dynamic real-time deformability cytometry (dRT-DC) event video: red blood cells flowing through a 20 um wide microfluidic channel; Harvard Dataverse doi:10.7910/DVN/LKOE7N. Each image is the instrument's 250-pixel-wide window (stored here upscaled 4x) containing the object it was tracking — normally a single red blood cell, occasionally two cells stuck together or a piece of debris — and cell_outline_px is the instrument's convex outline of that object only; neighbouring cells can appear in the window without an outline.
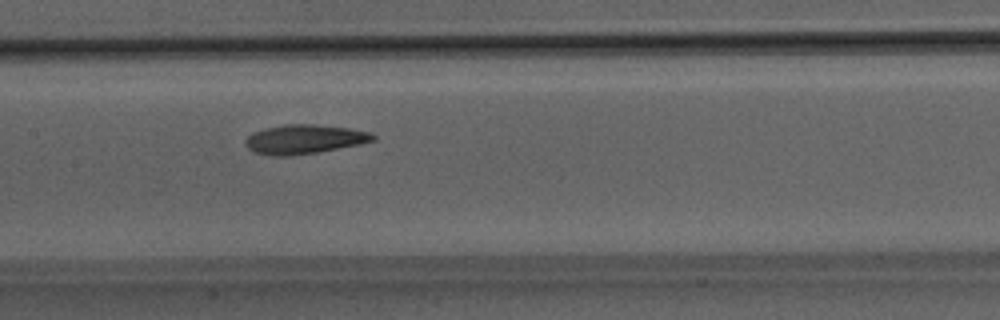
{"species": "Egyptian fruit bat (a non-hibernating species)", "species_latin": "Rousettus aegyptiacus", "temperature_condition": "room temperature", "stored_images_in_passage": 39, "camera_frame_rate_fps": 3000, "um_per_image_px": 0.085, "animal": {"sex": "male"}, "frame": {"image": 1, "passage_image": 15, "time_ms": 4.667, "image_size_px": [1000, 320], "cell_outline_px": [[376, 140], [360, 144], [316, 152], [288, 156], [272, 156], [256, 152], [248, 148], [244, 144], [244, 140], [252, 132], [264, 128], [284, 124], [312, 124], [348, 128], [372, 132], [376, 136]], "centroid_in_image_um": [25.85, 11.82], "position_along_channel_um": 181.5, "area_um2": 21.73}}
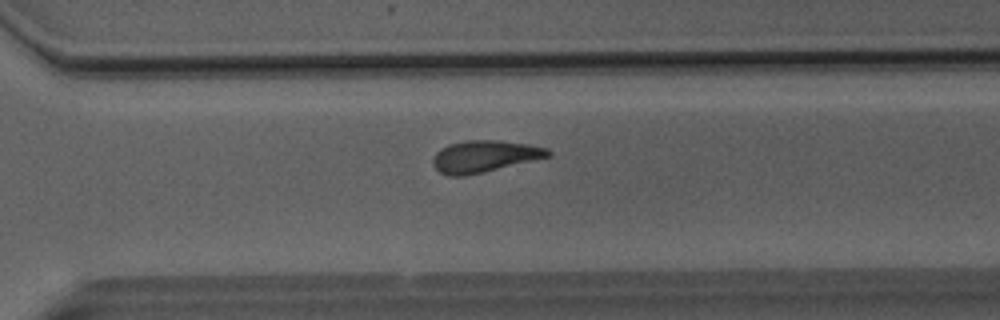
{"frame": {"image": 2, "passage_image": 26, "time_ms": 8.333, "image_size_px": [1000, 320], "cell_outline_px": [[552, 156], [484, 172], [464, 176], [448, 176], [440, 172], [432, 164], [432, 160], [436, 152], [448, 144], [464, 140], [496, 140], [528, 144], [548, 148], [552, 152]], "centroid_in_image_um": [41.19, 13.29], "position_along_channel_um": 329.4, "area_um2": 21.44}}
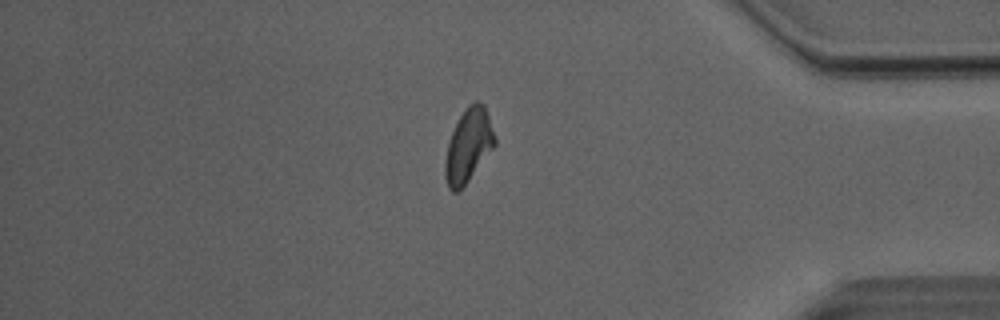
{"frame": {"image": 3, "passage_image": 33, "time_ms": 10.667, "image_size_px": [1000, 320], "cell_outline_px": [[496, 144], [468, 180], [456, 192], [452, 192], [448, 188], [444, 176], [444, 164], [448, 144], [452, 132], [464, 108], [472, 100], [476, 100], [484, 104], [496, 136]], "centroid_in_image_um": [39.81, 12.33], "position_along_channel_um": 395.4, "area_um2": 21.15}, "authors_computed_cell_mechanics": {"area_um2": 21.3282, "velocity_mm_per_s": 4.0455, "shape_relaxation_time_tau1_ms": 7.9439, "shape_relaxation_time_tau2_ms": 3.9895, "deformation_change_tau1": 0.1762, "deformation_change_tau2": 0.129}}